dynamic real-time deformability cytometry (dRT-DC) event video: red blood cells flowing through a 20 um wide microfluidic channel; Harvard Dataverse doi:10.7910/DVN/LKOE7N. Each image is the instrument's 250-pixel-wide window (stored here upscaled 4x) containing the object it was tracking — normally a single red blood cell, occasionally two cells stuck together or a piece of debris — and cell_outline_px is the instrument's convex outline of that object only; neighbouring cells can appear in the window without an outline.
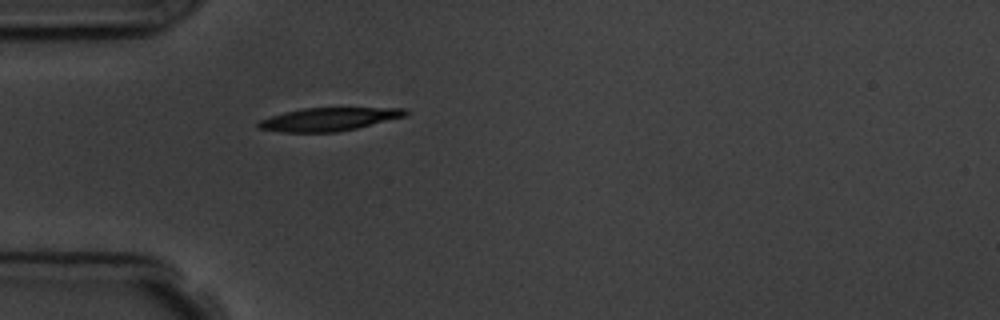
{"species": "common noctule bat (a hibernating species)", "species_latin": "Nyctalus noctula", "temperature_condition": "room temperature", "stored_images_in_passage": 1, "camera_frame_rate_fps": 3000, "um_per_image_px": 0.085, "animal": {"sex": "male", "body_mass_g": 19.5, "forearm_length_mm": 54.6}, "frame": {"image": 1, "passage_image": 1, "time_ms": 0.0, "image_size_px": [1000, 320], "cell_outline_px": [[408, 112], [404, 116], [356, 128], [336, 132], [280, 132], [256, 128], [256, 124], [260, 120], [284, 112], [304, 108], [408, 108]], "centroid_in_image_um": [27.9, 10.14], "position_along_channel_um": 57.1, "area_um2": 19.65}}